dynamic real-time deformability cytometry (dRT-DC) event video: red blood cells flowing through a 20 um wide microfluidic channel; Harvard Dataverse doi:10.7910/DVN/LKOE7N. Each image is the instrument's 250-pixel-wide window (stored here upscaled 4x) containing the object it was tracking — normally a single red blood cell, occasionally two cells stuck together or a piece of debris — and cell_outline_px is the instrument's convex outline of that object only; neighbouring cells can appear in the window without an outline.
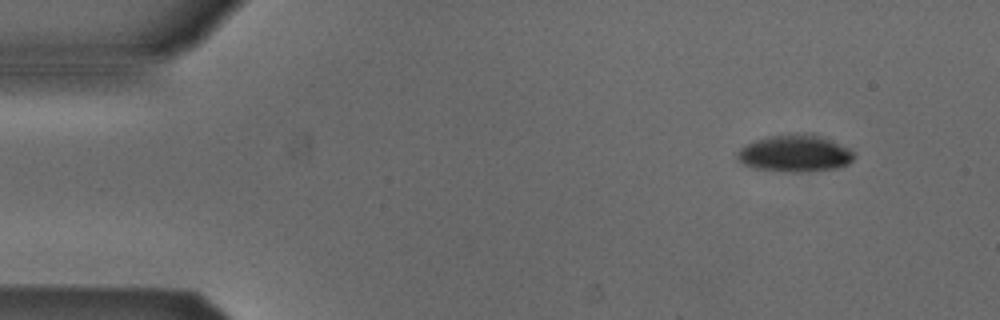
{"species": "Egyptian fruit bat (a non-hibernating species)", "species_latin": "Rousettus aegyptiacus", "temperature_condition": "cold", "stored_images_in_passage": 48, "camera_frame_rate_fps": 3000, "um_per_image_px": 0.085, "animal": {"sex": "male"}, "frame": {"image": 1, "passage_image": 1, "time_ms": 0.0, "image_size_px": [1000, 320], "cell_outline_px": [[856, 156], [848, 164], [840, 168], [808, 172], [788, 172], [752, 168], [736, 160], [736, 152], [744, 144], [756, 140], [772, 136], [796, 132], [812, 132], [832, 140], [848, 148]], "centroid_in_image_um": [67.56, 13.03], "position_along_channel_um": 17.4, "area_um2": 25.78}}
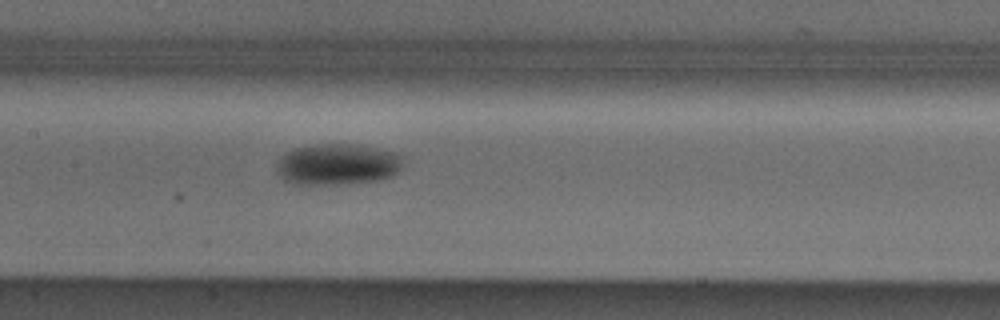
{"frame": {"image": 2, "passage_image": 21, "time_ms": 6.667, "image_size_px": [1000, 320], "cell_outline_px": [[400, 168], [392, 176], [380, 180], [352, 184], [296, 184], [284, 180], [276, 172], [276, 168], [284, 152], [296, 148], [316, 144], [352, 144], [396, 152], [400, 164]], "centroid_in_image_um": [28.64, 13.98], "position_along_channel_um": 178.8, "area_um2": 30.17}}
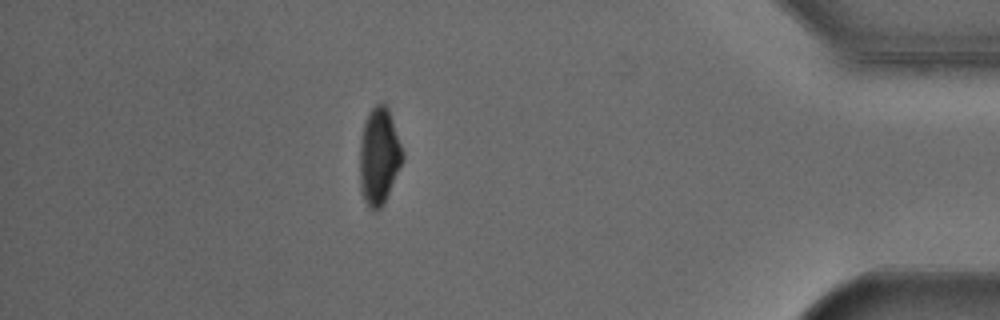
{"frame": {"image": 3, "passage_image": 42, "time_ms": 13.667, "image_size_px": [1000, 320], "cell_outline_px": [[404, 160], [380, 208], [376, 212], [372, 212], [368, 208], [364, 200], [360, 188], [360, 140], [364, 120], [368, 112], [376, 104], [384, 104], [388, 108], [404, 152]], "centroid_in_image_um": [32.2, 13.28], "position_along_channel_um": 403.0, "area_um2": 24.22}, "authors_computed_cell_mechanics": {"area_um2": 26.6169, "velocity_mm_per_s": 3.8858, "shape_relaxation_time_tau1_ms": 2.7737, "shape_relaxation_time_tau2_ms": null, "deformation_change_tau1": 0.1029, "deformation_change_tau2": null}}